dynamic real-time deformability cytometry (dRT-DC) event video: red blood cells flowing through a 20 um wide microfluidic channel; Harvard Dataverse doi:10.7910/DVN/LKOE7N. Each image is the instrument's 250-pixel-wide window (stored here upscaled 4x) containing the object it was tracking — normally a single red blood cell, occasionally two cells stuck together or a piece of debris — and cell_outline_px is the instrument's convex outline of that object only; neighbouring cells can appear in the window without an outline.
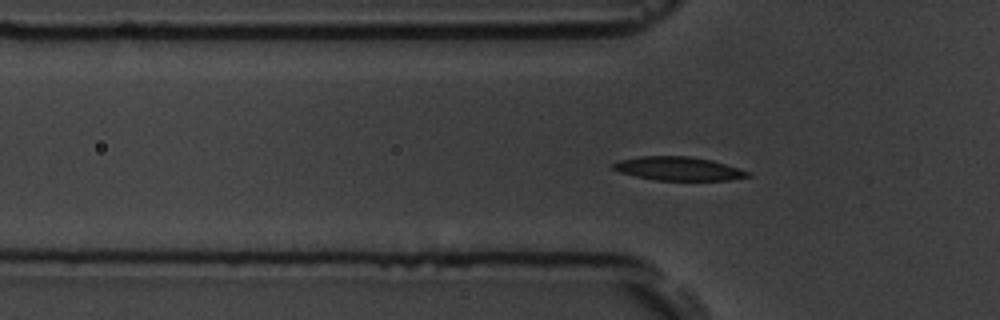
{"species": "common noctule bat (a hibernating species)", "species_latin": "Nyctalus noctula", "temperature_condition": "room temperature", "stored_images_in_passage": 58, "camera_frame_rate_fps": 3000, "um_per_image_px": 0.085, "animal": {"sex": "male", "body_mass_g": 19.5, "forearm_length_mm": 54.6}, "frame": {"image": 1, "passage_image": 18, "time_ms": 5.667, "image_size_px": [1000, 320], "cell_outline_px": [[752, 176], [728, 180], [656, 180], [636, 176], [620, 172], [612, 168], [612, 164], [620, 160], [640, 156], [688, 156], [712, 160], [748, 172]], "centroid_in_image_um": [57.64, 14.33], "position_along_channel_um": 68.2, "area_um2": 18.26}}
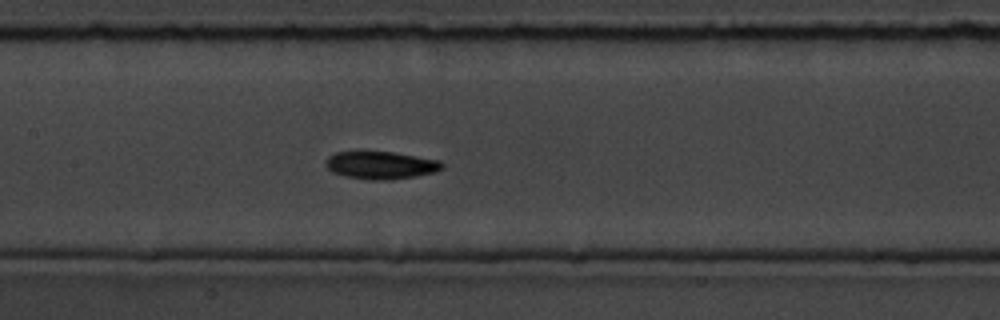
{"frame": {"image": 2, "passage_image": 27, "time_ms": 8.667, "image_size_px": [1000, 320], "cell_outline_px": [[444, 168], [436, 172], [416, 176], [392, 180], [368, 180], [344, 176], [332, 172], [324, 164], [324, 160], [328, 156], [336, 152], [392, 152], [440, 160], [444, 164]], "centroid_in_image_um": [32.37, 14.05], "position_along_channel_um": 175.0, "area_um2": 18.96}}
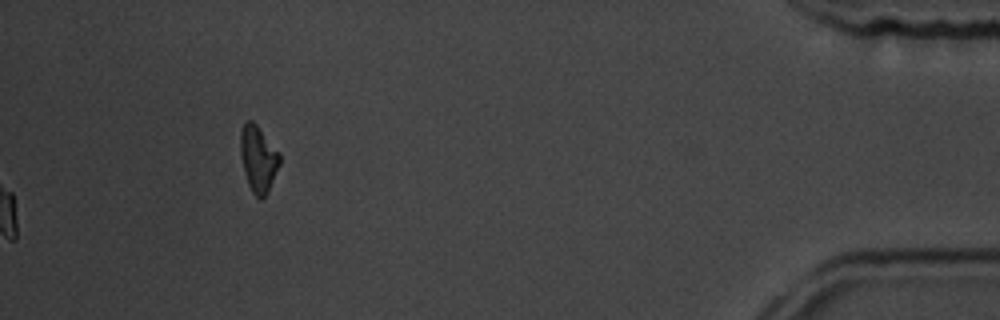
{"frame": {"image": 3, "passage_image": 58, "time_ms": 19.0, "image_size_px": [1000, 320], "cell_outline_px": [[280, 164], [268, 192], [260, 200], [252, 192], [248, 184], [244, 172], [240, 152], [240, 132], [244, 124], [248, 120], [252, 120], [256, 124], [280, 152]], "centroid_in_image_um": [21.96, 13.5], "position_along_channel_um": 413.2, "area_um2": 15.2}, "authors_computed_cell_mechanics": {"area_um2": 17.8024, "velocity_mm_per_s": 3.5764, "shape_relaxation_time_tau1_ms": null, "shape_relaxation_time_tau2_ms": 3.1495, "deformation_change_tau1": null, "deformation_change_tau2": 0.0641}}